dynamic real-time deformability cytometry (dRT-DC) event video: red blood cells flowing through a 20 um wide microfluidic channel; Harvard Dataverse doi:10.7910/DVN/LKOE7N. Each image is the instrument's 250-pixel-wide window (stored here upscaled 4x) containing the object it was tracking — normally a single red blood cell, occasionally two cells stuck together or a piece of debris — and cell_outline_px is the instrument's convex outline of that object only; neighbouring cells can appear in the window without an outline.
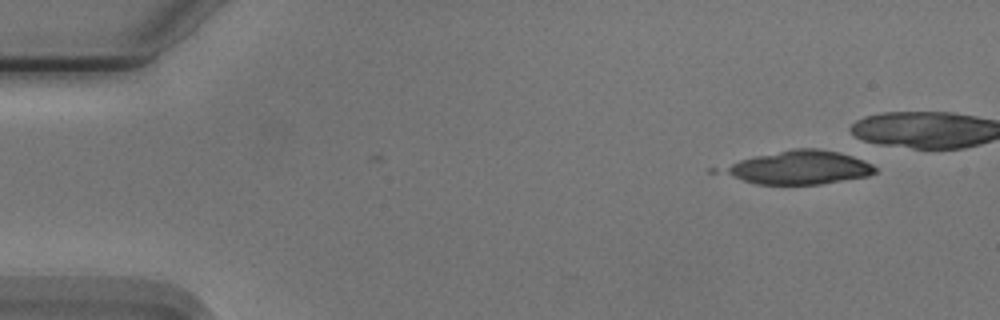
{"species": "Egyptian fruit bat (a non-hibernating species)", "species_latin": "Rousettus aegyptiacus", "temperature_condition": "cold", "stored_images_in_passage": 10, "camera_frame_rate_fps": 3000, "um_per_image_px": 0.085, "animal": {"sex": "male"}, "frame": {"image": 1, "passage_image": 1, "time_ms": 0.0, "image_size_px": [1000, 320], "cell_outline_px": [[876, 172], [868, 176], [820, 184], [756, 184], [732, 176], [724, 172], [724, 168], [740, 160], [756, 156], [792, 148], [816, 148], [840, 152], [864, 160], [872, 164], [876, 168]], "centroid_in_image_um": [68.03, 14.23], "position_along_channel_um": 17.0, "area_um2": 29.19}}